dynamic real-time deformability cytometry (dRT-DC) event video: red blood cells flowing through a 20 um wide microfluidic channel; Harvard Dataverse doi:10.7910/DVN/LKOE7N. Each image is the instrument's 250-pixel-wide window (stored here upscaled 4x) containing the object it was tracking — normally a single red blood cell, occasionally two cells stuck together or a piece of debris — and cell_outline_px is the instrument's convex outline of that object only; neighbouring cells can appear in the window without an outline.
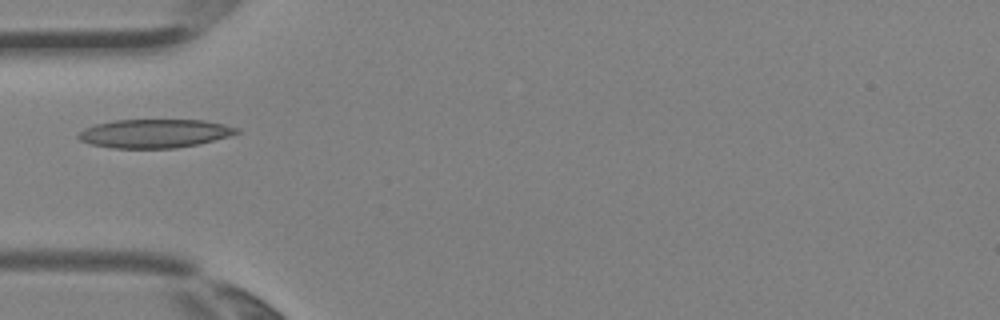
{"species": "Egyptian fruit bat (a non-hibernating species)", "species_latin": "Rousettus aegyptiacus", "temperature_condition": "room temperature", "stored_images_in_passage": 1, "camera_frame_rate_fps": 3000, "um_per_image_px": 0.085, "animal": {"sex": "female"}, "frame": {"image": 1, "passage_image": 1, "time_ms": 0.0, "image_size_px": [1000, 320], "cell_outline_px": [[240, 132], [228, 136], [200, 144], [176, 148], [112, 148], [88, 144], [80, 140], [76, 136], [84, 128], [96, 124], [112, 120], [204, 120], [224, 124], [240, 128]], "centroid_in_image_um": [13.13, 11.35], "position_along_channel_um": 71.9, "area_um2": 26.59}}